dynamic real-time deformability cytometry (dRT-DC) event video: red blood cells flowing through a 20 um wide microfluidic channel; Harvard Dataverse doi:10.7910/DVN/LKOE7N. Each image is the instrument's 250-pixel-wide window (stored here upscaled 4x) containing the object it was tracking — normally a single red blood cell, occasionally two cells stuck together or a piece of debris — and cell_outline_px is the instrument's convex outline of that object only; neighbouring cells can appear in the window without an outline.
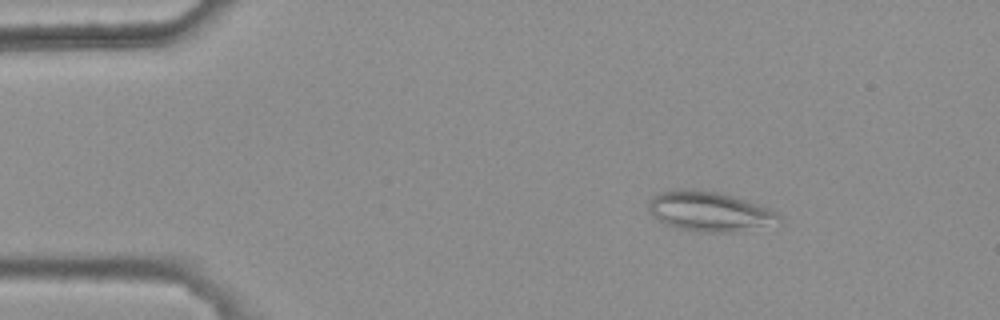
{"species": "common noctule bat (a hibernating species)", "species_latin": "Nyctalus noctula", "temperature_condition": "warm", "stored_images_in_passage": 4, "camera_frame_rate_fps": 3000, "um_per_image_px": 0.085, "animal": {"sex": "female", "body_mass_g": 25.1}, "frame": {"image": 1, "passage_image": 2, "time_ms": 0.333, "image_size_px": [1000, 320], "cell_outline_px": [[780, 220], [732, 232], [696, 232], [664, 224], [648, 208], [648, 204], [652, 196], [664, 192], [680, 188], [716, 192], [732, 196], [772, 208], [780, 216]], "centroid_in_image_um": [60.26, 17.96], "position_along_channel_um": 24.7, "area_um2": 29.36}}